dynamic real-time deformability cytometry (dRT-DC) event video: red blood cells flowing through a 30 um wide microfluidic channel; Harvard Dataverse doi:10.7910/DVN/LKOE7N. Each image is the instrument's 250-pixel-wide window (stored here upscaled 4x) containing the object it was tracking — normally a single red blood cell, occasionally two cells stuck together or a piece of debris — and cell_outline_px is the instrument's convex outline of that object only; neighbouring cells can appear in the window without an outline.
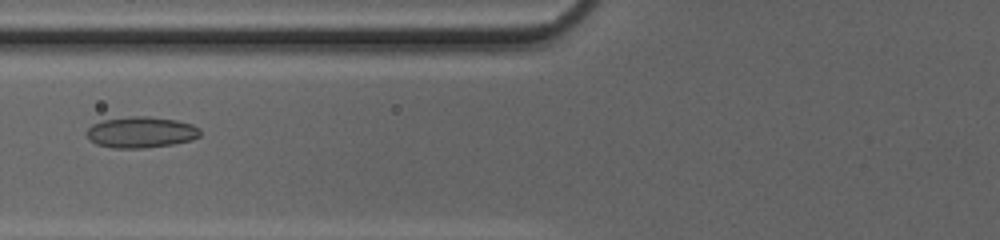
{"species": "common noctule bat (a hibernating species)", "species_latin": "Nyctalus noctula", "temperature_condition": "cold", "stored_images_in_passage": 51, "camera_frame_rate_fps": 3000, "um_per_image_px": 0.085, "animal": {"sex": "female", "body_mass_g": 20.0, "forearm_length_mm": 54.0}, "frame": {"image": 1, "passage_image": 23, "time_ms": 7.333, "image_size_px": [1000, 240], "cell_outline_px": [[200, 136], [192, 140], [172, 144], [144, 148], [112, 148], [96, 144], [84, 132], [92, 124], [104, 120], [132, 116], [148, 116], [176, 120], [192, 124], [200, 128]], "centroid_in_image_um": [11.99, 11.24], "position_along_channel_um": 113.8, "area_um2": 20.58}}
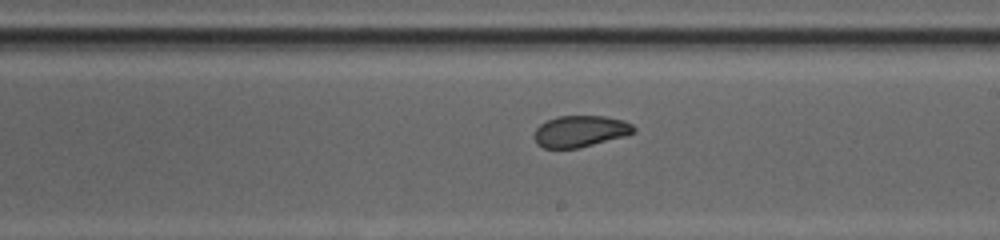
{"frame": {"image": 2, "passage_image": 32, "time_ms": 10.333, "image_size_px": [1000, 240], "cell_outline_px": [[636, 132], [628, 136], [576, 148], [544, 148], [536, 144], [532, 136], [536, 128], [540, 124], [548, 120], [560, 116], [604, 116], [624, 120], [632, 124], [636, 128]], "centroid_in_image_um": [49.34, 11.16], "position_along_channel_um": 239.7, "area_um2": 18.44}}
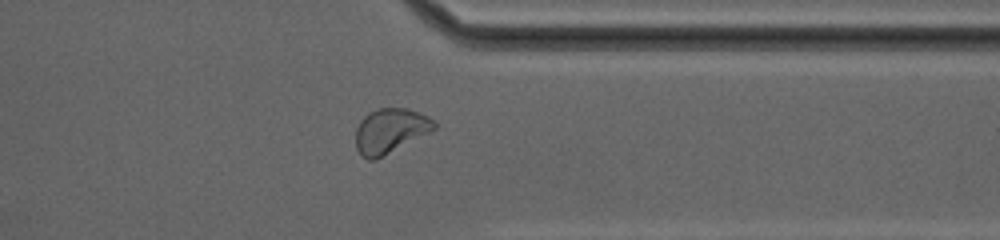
{"frame": {"image": 3, "passage_image": 42, "time_ms": 13.667, "image_size_px": [1000, 240], "cell_outline_px": [[436, 128], [376, 160], [368, 160], [356, 148], [356, 128], [360, 120], [368, 112], [380, 108], [408, 108], [428, 116], [436, 120]], "centroid_in_image_um": [33.16, 11.1], "position_along_channel_um": 378.2, "area_um2": 20.35}, "authors_computed_cell_mechanics": {"area_um2": 20.519, "velocity_mm_per_s": 4.195, "shape_relaxation_time_tau1_ms": 9.1169, "shape_relaxation_time_tau2_ms": 1.4834, "deformation_change_tau1": 0.1411, "deformation_change_tau2": 0.0662}}